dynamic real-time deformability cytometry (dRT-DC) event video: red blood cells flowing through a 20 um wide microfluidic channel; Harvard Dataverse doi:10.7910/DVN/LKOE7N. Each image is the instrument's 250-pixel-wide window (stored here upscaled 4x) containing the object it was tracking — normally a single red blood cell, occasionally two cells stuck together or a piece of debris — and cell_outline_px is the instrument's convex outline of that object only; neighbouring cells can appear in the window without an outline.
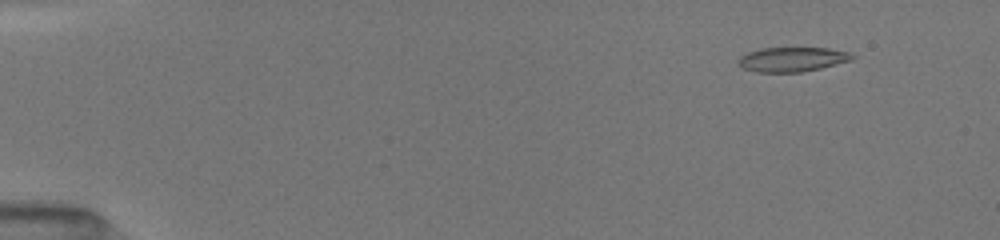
{"species": "common noctule bat (a hibernating species)", "species_latin": "Nyctalus noctula", "temperature_condition": "room temperature", "stored_images_in_passage": 28, "camera_frame_rate_fps": 3000, "um_per_image_px": 0.085, "animal": {"sex": "female", "body_mass_g": 19.5, "forearm_length_mm": 54.1}, "frame": {"image": 1, "passage_image": 3, "time_ms": 1.0, "image_size_px": [1000, 240], "cell_outline_px": [[856, 56], [852, 60], [820, 68], [800, 72], [756, 72], [744, 68], [736, 60], [740, 56], [748, 52], [760, 48], [828, 48], [848, 52]], "centroid_in_image_um": [67.33, 5.04], "position_along_channel_um": 17.7, "area_um2": 16.18}}
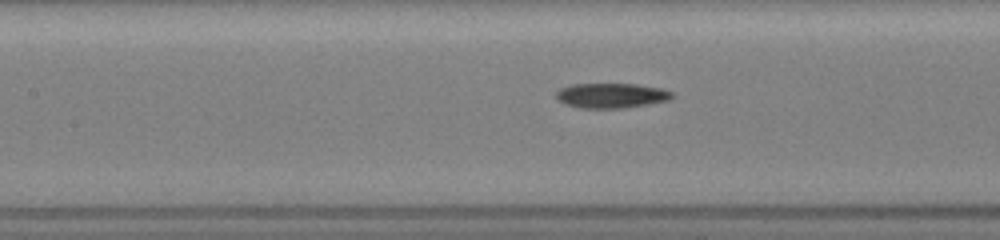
{"frame": {"image": 2, "passage_image": 19, "time_ms": 7.333, "image_size_px": [1000, 240], "cell_outline_px": [[676, 96], [668, 100], [648, 104], [624, 108], [580, 108], [568, 104], [560, 100], [556, 96], [556, 92], [560, 88], [572, 84], [636, 84], [660, 88], [672, 92]], "centroid_in_image_um": [51.99, 8.12], "position_along_channel_um": 155.4, "area_um2": 16.7}}
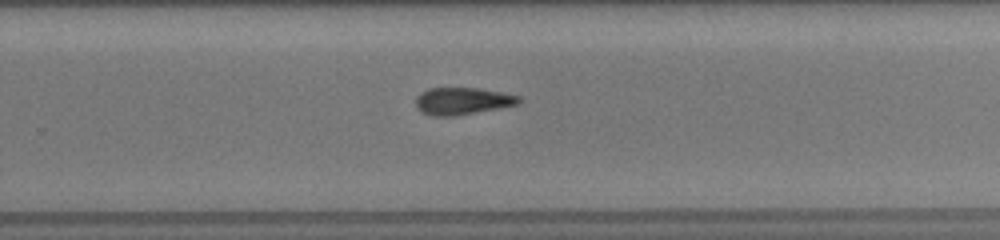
{"frame": {"image": 3, "passage_image": 27, "time_ms": 10.667, "image_size_px": [1000, 240], "cell_outline_px": [[520, 104], [456, 116], [432, 116], [420, 112], [416, 108], [416, 96], [420, 92], [428, 88], [476, 88], [500, 92], [520, 96]], "centroid_in_image_um": [39.26, 8.59], "position_along_channel_um": 290.5, "area_um2": 16.42}}